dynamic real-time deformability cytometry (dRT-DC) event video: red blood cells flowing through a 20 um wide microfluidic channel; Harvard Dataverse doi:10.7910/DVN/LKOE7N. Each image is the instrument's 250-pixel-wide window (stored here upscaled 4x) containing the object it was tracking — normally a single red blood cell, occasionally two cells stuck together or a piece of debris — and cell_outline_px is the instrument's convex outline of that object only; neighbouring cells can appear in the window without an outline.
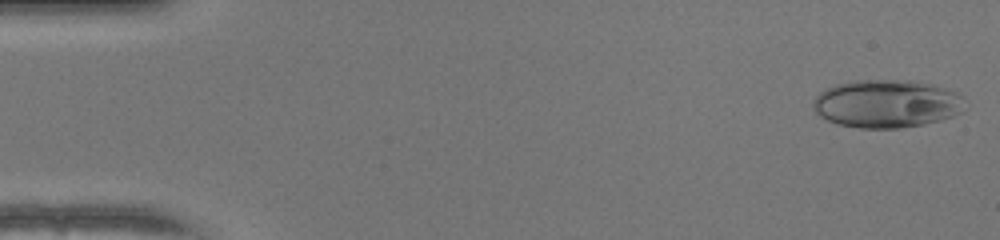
{"species": "human", "species_latin": "Homo sapiens", "temperature_condition": "warm", "stored_images_in_passage": 49, "camera_frame_rate_fps": 3000, "um_per_image_px": 0.085, "donor": {"sex": "female"}, "frame": {"image": 1, "passage_image": 1, "time_ms": 0.0, "image_size_px": [1000, 240], "cell_outline_px": [[964, 112], [940, 120], [924, 124], [900, 128], [860, 128], [836, 124], [820, 116], [812, 108], [812, 100], [820, 92], [836, 84], [856, 80], [912, 80], [932, 84], [956, 92], [960, 96]], "centroid_in_image_um": [75.34, 8.82], "position_along_channel_um": 9.7, "area_um2": 42.48}}
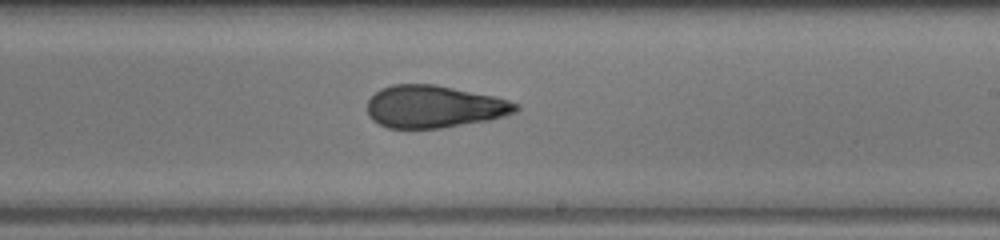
{"frame": {"image": 2, "passage_image": 29, "time_ms": 9.333, "image_size_px": [1000, 240], "cell_outline_px": [[520, 108], [516, 112], [504, 116], [488, 120], [440, 128], [388, 128], [372, 120], [368, 116], [368, 100], [380, 88], [392, 84], [436, 84], [492, 96], [508, 100], [520, 104]], "centroid_in_image_um": [36.89, 9.06], "position_along_channel_um": 252.1, "area_um2": 36.65}}
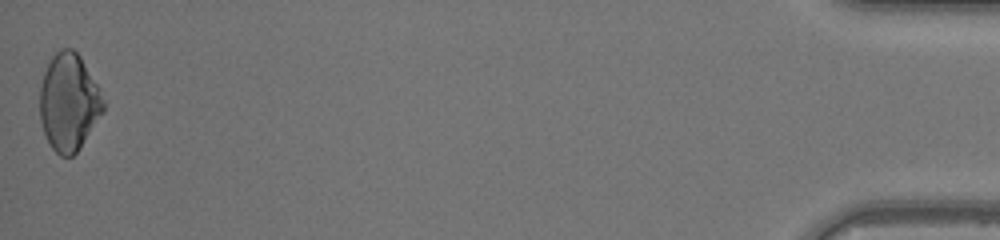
{"frame": {"image": 3, "passage_image": 49, "time_ms": 16.0, "image_size_px": [1000, 240], "cell_outline_px": [[104, 112], [80, 148], [72, 156], [60, 156], [52, 148], [44, 132], [40, 120], [40, 88], [44, 72], [52, 56], [60, 48], [72, 48], [80, 56], [96, 84], [104, 100]], "centroid_in_image_um": [5.85, 8.7], "position_along_channel_um": 429.4, "area_um2": 35.78}, "authors_computed_cell_mechanics": {"area_um2": 37.7434, "velocity_mm_per_s": 4.1638, "shape_relaxation_time_tau1_ms": null, "shape_relaxation_time_tau2_ms": 1.5315, "deformation_change_tau1": null, "deformation_change_tau2": 0.0818}}